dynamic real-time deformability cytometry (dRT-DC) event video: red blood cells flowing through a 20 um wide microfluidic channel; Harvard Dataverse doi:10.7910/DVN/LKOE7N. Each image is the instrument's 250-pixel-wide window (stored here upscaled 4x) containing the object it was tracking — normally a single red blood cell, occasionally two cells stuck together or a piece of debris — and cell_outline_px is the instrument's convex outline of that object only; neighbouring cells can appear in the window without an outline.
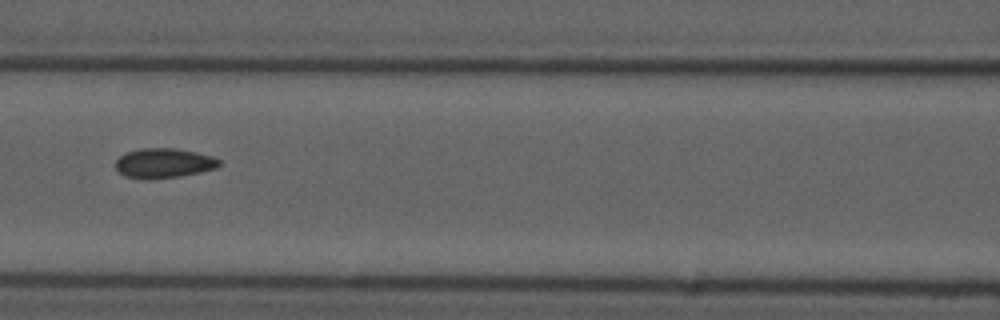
{"species": "common noctule bat (a hibernating species)", "species_latin": "Nyctalus noctula", "temperature_condition": "cold", "stored_images_in_passage": 16, "camera_frame_rate_fps": 3000, "um_per_image_px": 0.085, "animal": {"sex": "male", "forearm_length_mm": 52.5}, "frame": {"image": 1, "passage_image": 7, "time_ms": 7.667, "image_size_px": [1000, 320], "cell_outline_px": [[220, 164], [216, 168], [200, 172], [180, 176], [148, 180], [124, 176], [116, 168], [116, 160], [120, 156], [128, 152], [140, 148], [172, 148], [196, 152], [212, 156], [220, 160]], "centroid_in_image_um": [13.91, 13.87], "position_along_channel_um": 152.7, "area_um2": 17.92}}
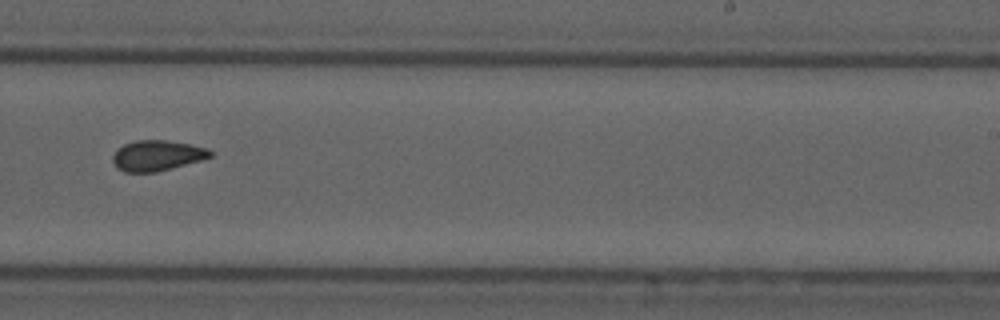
{"frame": {"image": 2, "passage_image": 10, "time_ms": 11.0, "image_size_px": [1000, 320], "cell_outline_px": [[212, 156], [200, 160], [172, 168], [156, 172], [124, 172], [116, 168], [112, 160], [112, 156], [116, 148], [124, 144], [136, 140], [164, 140], [192, 144], [204, 148], [212, 152]], "centroid_in_image_um": [13.29, 13.22], "position_along_channel_um": 275.7, "area_um2": 17.34}, "authors_computed_cell_mechanics": {"area_um2": 17.629, "velocity_mm_per_s": 3.7078, "shape_relaxation_time_tau1_ms": null, "shape_relaxation_time_tau2_ms": 0.7942, "deformation_change_tau1": null, "deformation_change_tau2": 0.0378}}